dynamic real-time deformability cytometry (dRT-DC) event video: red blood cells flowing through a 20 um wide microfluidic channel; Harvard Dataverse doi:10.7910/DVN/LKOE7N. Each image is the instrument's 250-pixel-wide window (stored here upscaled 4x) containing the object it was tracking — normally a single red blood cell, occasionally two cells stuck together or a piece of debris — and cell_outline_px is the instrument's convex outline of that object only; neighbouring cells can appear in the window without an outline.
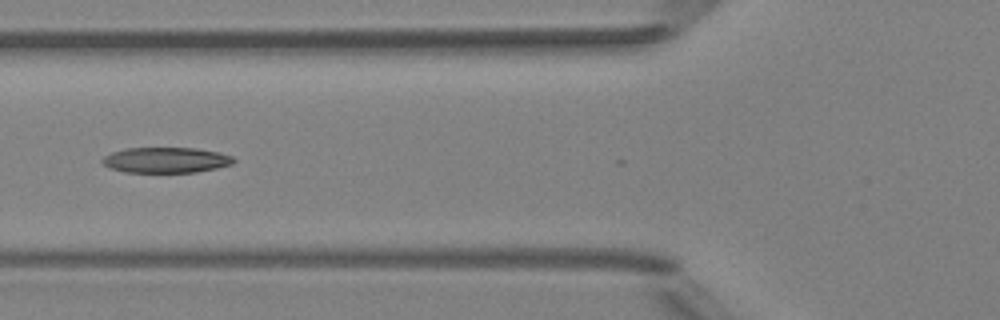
{"species": "Egyptian fruit bat (a non-hibernating species)", "species_latin": "Rousettus aegyptiacus", "temperature_condition": "room temperature", "stored_images_in_passage": 6, "camera_frame_rate_fps": 3000, "um_per_image_px": 0.085, "animal": {"sex": "female"}, "frame": {"image": 1, "passage_image": 5, "time_ms": 4.667, "image_size_px": [1000, 320], "cell_outline_px": [[236, 160], [232, 164], [216, 168], [196, 172], [124, 172], [112, 168], [104, 164], [100, 160], [104, 156], [112, 152], [128, 148], [196, 148], [220, 152], [232, 156]], "centroid_in_image_um": [14.13, 13.6], "position_along_channel_um": 111.7, "area_um2": 19.48}}
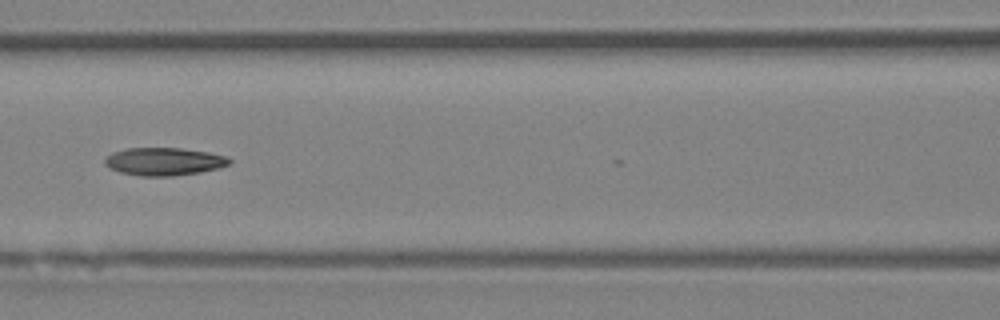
{"frame": {"image": 2, "passage_image": 6, "time_ms": 5.667, "image_size_px": [1000, 320], "cell_outline_px": [[232, 160], [228, 164], [216, 168], [200, 172], [172, 176], [140, 176], [120, 172], [108, 168], [104, 164], [104, 160], [112, 152], [128, 148], [180, 148], [208, 152], [228, 156]], "centroid_in_image_um": [13.92, 13.73], "position_along_channel_um": 152.7, "area_um2": 20.17}}